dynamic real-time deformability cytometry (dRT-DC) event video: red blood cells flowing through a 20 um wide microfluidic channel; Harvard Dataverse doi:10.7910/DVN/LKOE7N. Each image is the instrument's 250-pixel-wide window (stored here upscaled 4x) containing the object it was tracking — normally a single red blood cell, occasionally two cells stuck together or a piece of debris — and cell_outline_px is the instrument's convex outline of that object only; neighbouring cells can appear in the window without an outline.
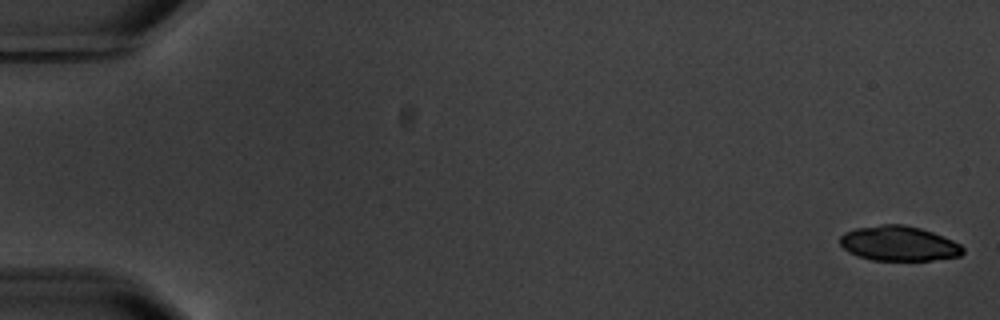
{"species": "common noctule bat (a hibernating species)", "species_latin": "Nyctalus noctula", "temperature_condition": "warm", "stored_images_in_passage": 6, "camera_frame_rate_fps": 3000, "um_per_image_px": 0.085, "animal": {"sex": "male", "body_mass_g": 20.1, "forearm_length_mm": 53.5}, "frame": {"image": 1, "passage_image": 1, "time_ms": 0.0, "image_size_px": [1000, 320], "cell_outline_px": [[964, 252], [960, 256], [932, 260], [872, 260], [856, 256], [848, 252], [840, 244], [840, 236], [844, 232], [856, 228], [880, 224], [904, 224], [920, 228], [932, 232], [952, 240], [960, 244], [964, 248]], "centroid_in_image_um": [76.38, 20.69], "position_along_channel_um": 8.6, "area_um2": 25.09}}
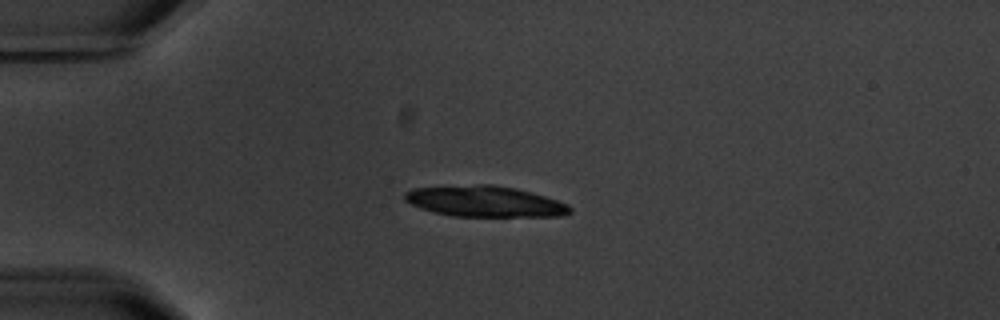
{"frame": {"image": 2, "passage_image": 4, "time_ms": 4.667, "image_size_px": [1000, 320], "cell_outline_px": [[572, 212], [564, 216], [452, 216], [432, 212], [420, 208], [404, 200], [404, 192], [412, 188], [480, 184], [492, 184], [516, 188], [532, 192], [568, 204], [572, 208]], "centroid_in_image_um": [41.21, 17.12], "position_along_channel_um": 43.8, "area_um2": 29.88}}